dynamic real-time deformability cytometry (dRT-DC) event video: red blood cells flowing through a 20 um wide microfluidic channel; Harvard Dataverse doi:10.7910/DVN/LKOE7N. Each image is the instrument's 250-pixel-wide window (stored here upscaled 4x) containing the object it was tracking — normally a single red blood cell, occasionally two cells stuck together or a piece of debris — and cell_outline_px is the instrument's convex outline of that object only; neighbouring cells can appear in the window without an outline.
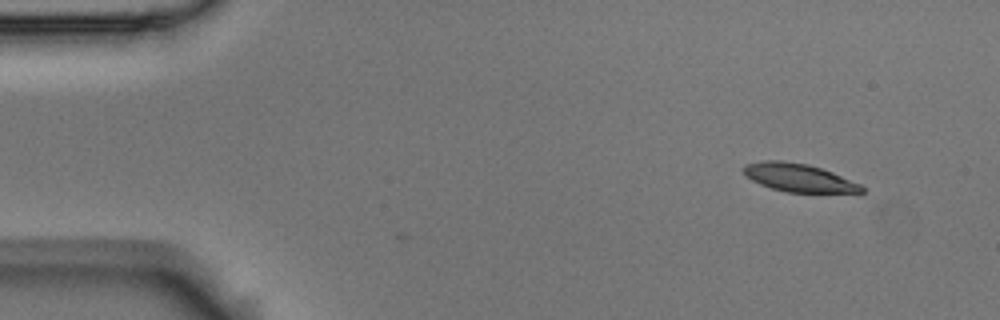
{"species": "Egyptian fruit bat (a non-hibernating species)", "species_latin": "Rousettus aegyptiacus", "temperature_condition": "room temperature", "stored_images_in_passage": 40, "camera_frame_rate_fps": 3000, "um_per_image_px": 0.085, "animal": {"sex": "male"}, "frame": {"image": 1, "passage_image": 1, "time_ms": 0.0, "image_size_px": [1000, 320], "cell_outline_px": [[864, 192], [860, 196], [788, 192], [772, 188], [760, 184], [744, 176], [744, 164], [764, 160], [784, 160], [808, 164], [832, 172], [860, 184], [864, 188]], "centroid_in_image_um": [68.03, 15.16], "position_along_channel_um": 17.0, "area_um2": 20.29}}
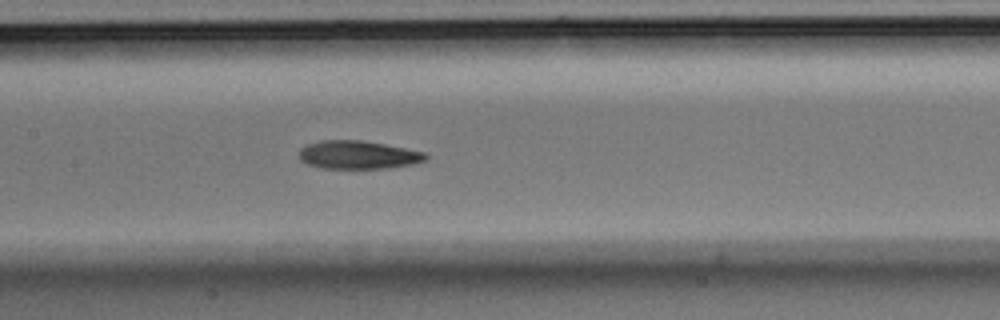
{"frame": {"image": 2, "passage_image": 22, "time_ms": 7.0, "image_size_px": [1000, 320], "cell_outline_px": [[428, 160], [412, 164], [388, 168], [320, 168], [308, 164], [300, 160], [300, 148], [308, 144], [320, 140], [360, 140], [384, 144], [424, 152], [428, 156]], "centroid_in_image_um": [30.44, 13.16], "position_along_channel_um": 177.0, "area_um2": 20.75}}
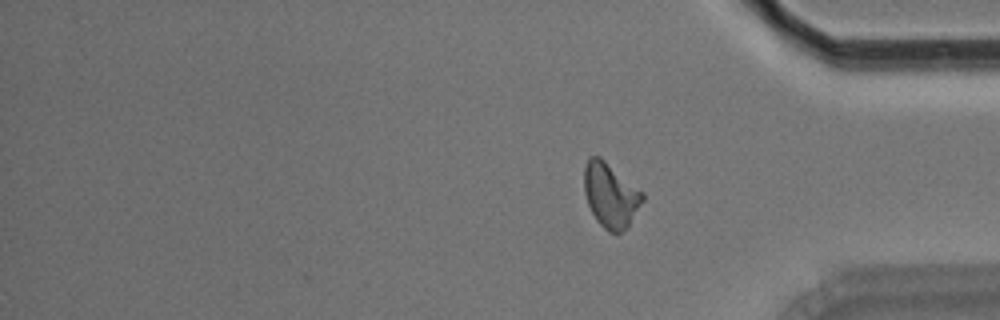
{"frame": {"image": 3, "passage_image": 40, "time_ms": 13.0, "image_size_px": [1000, 320], "cell_outline_px": [[644, 200], [628, 224], [620, 232], [608, 232], [596, 220], [588, 204], [584, 192], [584, 164], [588, 156], [600, 156], [644, 192]], "centroid_in_image_um": [51.88, 16.54], "position_along_channel_um": 383.3, "area_um2": 21.91}, "authors_computed_cell_mechanics": {"area_um2": 21.0681, "velocity_mm_per_s": 3.6312, "shape_relaxation_time_tau1_ms": 8.0391, "shape_relaxation_time_tau2_ms": 4.1878, "deformation_change_tau1": 0.2174, "deformation_change_tau2": 0.12}}